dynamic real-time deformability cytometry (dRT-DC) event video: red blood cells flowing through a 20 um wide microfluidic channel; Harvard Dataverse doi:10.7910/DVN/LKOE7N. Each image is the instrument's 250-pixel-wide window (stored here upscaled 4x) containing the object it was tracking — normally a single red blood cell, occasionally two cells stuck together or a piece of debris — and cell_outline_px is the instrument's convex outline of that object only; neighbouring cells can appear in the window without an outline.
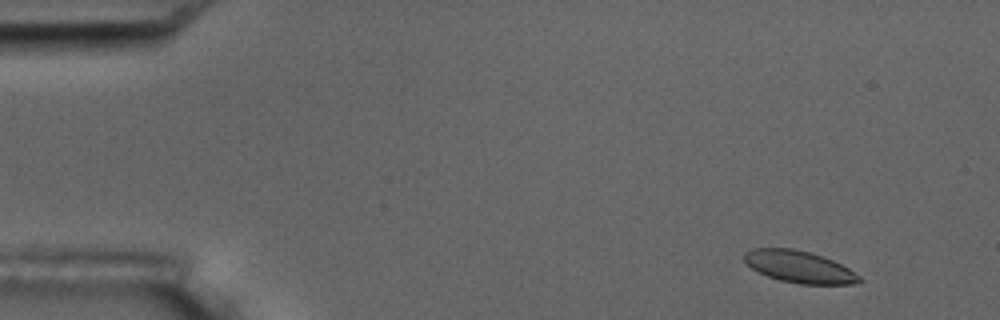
{"species": "common noctule bat (a hibernating species)", "species_latin": "Nyctalus noctula", "temperature_condition": "room temperature", "stored_images_in_passage": 4, "camera_frame_rate_fps": 3000, "um_per_image_px": 0.085, "animal": {"sex": "male", "body_mass_g": 17.5, "forearm_length_mm": 52.3}, "frame": {"image": 1, "passage_image": 1, "time_ms": 0.0, "image_size_px": [1000, 320], "cell_outline_px": [[864, 280], [856, 284], [800, 284], [780, 280], [768, 276], [752, 268], [744, 260], [744, 252], [752, 248], [792, 248], [808, 252], [832, 260], [848, 268], [860, 276]], "centroid_in_image_um": [67.94, 22.68], "position_along_channel_um": 17.1, "area_um2": 21.21}}
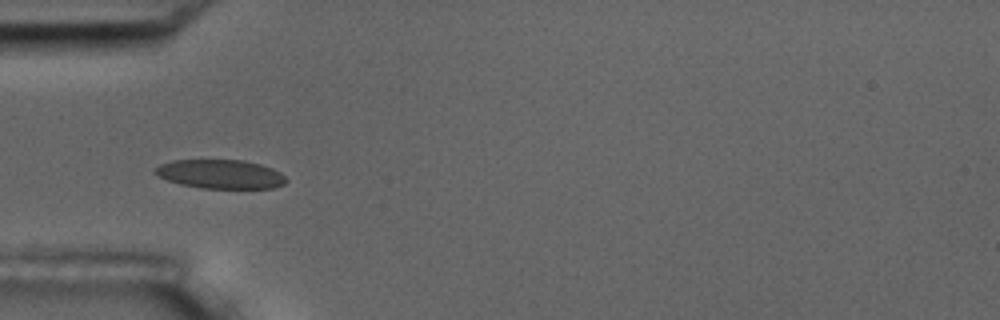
{"frame": {"image": 2, "passage_image": 4, "time_ms": 4.333, "image_size_px": [1000, 320], "cell_outline_px": [[288, 180], [284, 184], [272, 188], [200, 188], [180, 184], [168, 180], [152, 172], [152, 168], [160, 164], [172, 160], [244, 160], [260, 164], [272, 168], [280, 172]], "centroid_in_image_um": [18.72, 14.79], "position_along_channel_um": 66.3, "area_um2": 22.2}}